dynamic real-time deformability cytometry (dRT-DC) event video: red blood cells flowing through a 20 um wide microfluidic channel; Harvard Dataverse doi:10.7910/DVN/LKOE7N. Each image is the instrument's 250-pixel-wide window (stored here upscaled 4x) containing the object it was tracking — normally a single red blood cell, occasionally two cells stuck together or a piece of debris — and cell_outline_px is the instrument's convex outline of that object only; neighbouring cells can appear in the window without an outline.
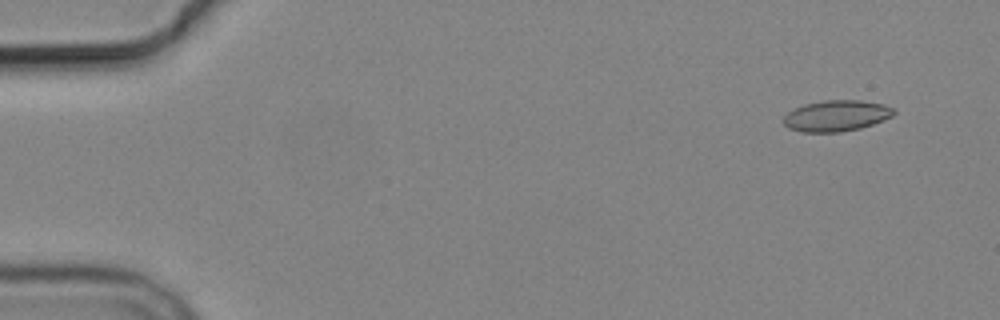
{"species": "common noctule bat (a hibernating species)", "species_latin": "Nyctalus noctula", "temperature_condition": "cold", "stored_images_in_passage": 6, "camera_frame_rate_fps": 3000, "um_per_image_px": 0.085, "animal": {"sex": "male", "body_mass_g": 19.2, "forearm_length_mm": 51.8}, "frame": {"image": 1, "passage_image": 1, "time_ms": 0.0, "image_size_px": [1000, 320], "cell_outline_px": [[896, 112], [892, 116], [872, 124], [860, 128], [840, 132], [800, 132], [788, 128], [780, 120], [788, 112], [804, 104], [824, 100], [860, 100], [884, 104], [892, 108]], "centroid_in_image_um": [71.05, 9.84], "position_along_channel_um": 13.9, "area_um2": 20.0}}
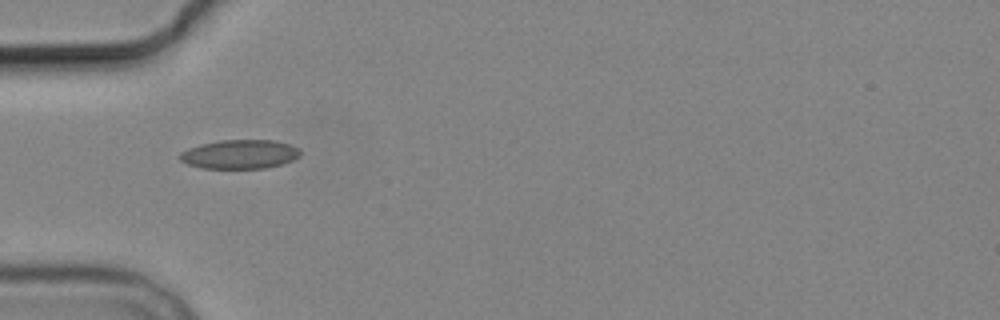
{"frame": {"image": 2, "passage_image": 5, "time_ms": 4.667, "image_size_px": [1000, 320], "cell_outline_px": [[300, 156], [292, 160], [268, 168], [200, 168], [188, 164], [180, 160], [176, 156], [180, 152], [188, 148], [200, 144], [220, 140], [276, 140], [300, 148]], "centroid_in_image_um": [20.35, 13.1], "position_along_channel_um": 64.6, "area_um2": 20.52}}
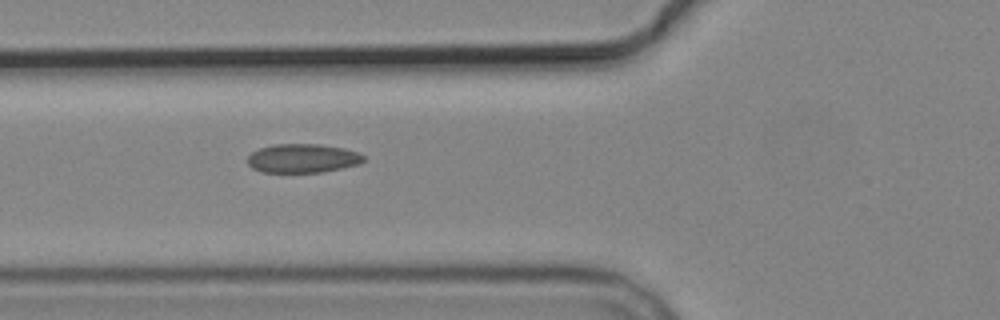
{"frame": {"image": 3, "passage_image": 6, "time_ms": 5.667, "image_size_px": [1000, 320], "cell_outline_px": [[364, 160], [360, 164], [320, 172], [260, 172], [252, 168], [248, 164], [248, 156], [252, 152], [260, 148], [272, 144], [320, 144], [344, 148], [356, 152], [364, 156]], "centroid_in_image_um": [25.7, 13.45], "position_along_channel_um": 100.1, "area_um2": 19.48}}